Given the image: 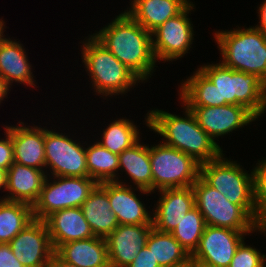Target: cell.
<instances>
[{"mask_svg":"<svg viewBox=\"0 0 266 267\" xmlns=\"http://www.w3.org/2000/svg\"><path fill=\"white\" fill-rule=\"evenodd\" d=\"M258 11L260 25H256L255 28L266 35V0L263 2V4H260Z\"/></svg>","mask_w":266,"mask_h":267,"instance_id":"8d00e7d4","label":"cell"},{"mask_svg":"<svg viewBox=\"0 0 266 267\" xmlns=\"http://www.w3.org/2000/svg\"><path fill=\"white\" fill-rule=\"evenodd\" d=\"M190 0H133L125 10L144 29L153 32L168 19L178 15Z\"/></svg>","mask_w":266,"mask_h":267,"instance_id":"7402d4cb","label":"cell"},{"mask_svg":"<svg viewBox=\"0 0 266 267\" xmlns=\"http://www.w3.org/2000/svg\"><path fill=\"white\" fill-rule=\"evenodd\" d=\"M49 267H79L63 260L56 252H54Z\"/></svg>","mask_w":266,"mask_h":267,"instance_id":"74e56055","label":"cell"},{"mask_svg":"<svg viewBox=\"0 0 266 267\" xmlns=\"http://www.w3.org/2000/svg\"><path fill=\"white\" fill-rule=\"evenodd\" d=\"M33 220V206L0 199V244H8Z\"/></svg>","mask_w":266,"mask_h":267,"instance_id":"4316f807","label":"cell"},{"mask_svg":"<svg viewBox=\"0 0 266 267\" xmlns=\"http://www.w3.org/2000/svg\"><path fill=\"white\" fill-rule=\"evenodd\" d=\"M245 244L243 241L239 245L228 267H266V255Z\"/></svg>","mask_w":266,"mask_h":267,"instance_id":"d6a6232c","label":"cell"},{"mask_svg":"<svg viewBox=\"0 0 266 267\" xmlns=\"http://www.w3.org/2000/svg\"><path fill=\"white\" fill-rule=\"evenodd\" d=\"M266 110V82H264V90H263V105L259 116L264 113Z\"/></svg>","mask_w":266,"mask_h":267,"instance_id":"60d3db41","label":"cell"},{"mask_svg":"<svg viewBox=\"0 0 266 267\" xmlns=\"http://www.w3.org/2000/svg\"><path fill=\"white\" fill-rule=\"evenodd\" d=\"M146 247L152 252L160 267L178 266L191 259L171 233L158 231L154 227L151 229Z\"/></svg>","mask_w":266,"mask_h":267,"instance_id":"83f0119b","label":"cell"},{"mask_svg":"<svg viewBox=\"0 0 266 267\" xmlns=\"http://www.w3.org/2000/svg\"><path fill=\"white\" fill-rule=\"evenodd\" d=\"M252 232L206 225L191 259L207 267H228L243 236Z\"/></svg>","mask_w":266,"mask_h":267,"instance_id":"7c38bea8","label":"cell"},{"mask_svg":"<svg viewBox=\"0 0 266 267\" xmlns=\"http://www.w3.org/2000/svg\"><path fill=\"white\" fill-rule=\"evenodd\" d=\"M18 125L12 126L14 162L43 170L46 168L44 128L26 127L23 122Z\"/></svg>","mask_w":266,"mask_h":267,"instance_id":"44dd1931","label":"cell"},{"mask_svg":"<svg viewBox=\"0 0 266 267\" xmlns=\"http://www.w3.org/2000/svg\"><path fill=\"white\" fill-rule=\"evenodd\" d=\"M217 87L219 106L239 105L259 118L263 105L264 81L256 74L236 71L222 63L199 68Z\"/></svg>","mask_w":266,"mask_h":267,"instance_id":"5b68a950","label":"cell"},{"mask_svg":"<svg viewBox=\"0 0 266 267\" xmlns=\"http://www.w3.org/2000/svg\"><path fill=\"white\" fill-rule=\"evenodd\" d=\"M8 244L24 267H49L55 252L44 220L34 219Z\"/></svg>","mask_w":266,"mask_h":267,"instance_id":"4fadbf2b","label":"cell"},{"mask_svg":"<svg viewBox=\"0 0 266 267\" xmlns=\"http://www.w3.org/2000/svg\"><path fill=\"white\" fill-rule=\"evenodd\" d=\"M153 225H119L105 240L110 267H127L147 244Z\"/></svg>","mask_w":266,"mask_h":267,"instance_id":"9a60e30c","label":"cell"},{"mask_svg":"<svg viewBox=\"0 0 266 267\" xmlns=\"http://www.w3.org/2000/svg\"><path fill=\"white\" fill-rule=\"evenodd\" d=\"M179 94L187 107L219 106L217 87L199 68L182 82Z\"/></svg>","mask_w":266,"mask_h":267,"instance_id":"484cf974","label":"cell"},{"mask_svg":"<svg viewBox=\"0 0 266 267\" xmlns=\"http://www.w3.org/2000/svg\"><path fill=\"white\" fill-rule=\"evenodd\" d=\"M136 125L129 119L115 120L103 131L102 141L98 143L115 154H120L124 150L136 144L140 137Z\"/></svg>","mask_w":266,"mask_h":267,"instance_id":"f546056e","label":"cell"},{"mask_svg":"<svg viewBox=\"0 0 266 267\" xmlns=\"http://www.w3.org/2000/svg\"><path fill=\"white\" fill-rule=\"evenodd\" d=\"M174 267H192V259H190L189 261L185 262L184 264L178 265V266H174Z\"/></svg>","mask_w":266,"mask_h":267,"instance_id":"b9f144b4","label":"cell"},{"mask_svg":"<svg viewBox=\"0 0 266 267\" xmlns=\"http://www.w3.org/2000/svg\"><path fill=\"white\" fill-rule=\"evenodd\" d=\"M152 192L192 186L200 177V163L182 151L160 142L149 147Z\"/></svg>","mask_w":266,"mask_h":267,"instance_id":"52a82bcc","label":"cell"},{"mask_svg":"<svg viewBox=\"0 0 266 267\" xmlns=\"http://www.w3.org/2000/svg\"><path fill=\"white\" fill-rule=\"evenodd\" d=\"M191 9H194V5L190 2L178 15L152 32L155 37H152V49L156 61L177 60L188 53L194 38L193 24L187 15Z\"/></svg>","mask_w":266,"mask_h":267,"instance_id":"8fae6325","label":"cell"},{"mask_svg":"<svg viewBox=\"0 0 266 267\" xmlns=\"http://www.w3.org/2000/svg\"><path fill=\"white\" fill-rule=\"evenodd\" d=\"M5 139H0V168L8 170L14 163V151L12 144V126H5Z\"/></svg>","mask_w":266,"mask_h":267,"instance_id":"836d02e7","label":"cell"},{"mask_svg":"<svg viewBox=\"0 0 266 267\" xmlns=\"http://www.w3.org/2000/svg\"><path fill=\"white\" fill-rule=\"evenodd\" d=\"M184 108V118L151 110L146 114V125L166 139L163 144L182 151L200 164L219 158L223 154L221 147L199 126L193 112L187 106Z\"/></svg>","mask_w":266,"mask_h":267,"instance_id":"7a4b0ae2","label":"cell"},{"mask_svg":"<svg viewBox=\"0 0 266 267\" xmlns=\"http://www.w3.org/2000/svg\"><path fill=\"white\" fill-rule=\"evenodd\" d=\"M83 43L82 60L88 75L91 76L95 92L105 96L122 95L140 82V79L93 35Z\"/></svg>","mask_w":266,"mask_h":267,"instance_id":"277c9868","label":"cell"},{"mask_svg":"<svg viewBox=\"0 0 266 267\" xmlns=\"http://www.w3.org/2000/svg\"><path fill=\"white\" fill-rule=\"evenodd\" d=\"M49 183L46 177L41 194L33 205L34 219L44 220L51 213L71 208L81 207L90 192L98 184L90 177L55 176Z\"/></svg>","mask_w":266,"mask_h":267,"instance_id":"9c48e42d","label":"cell"},{"mask_svg":"<svg viewBox=\"0 0 266 267\" xmlns=\"http://www.w3.org/2000/svg\"><path fill=\"white\" fill-rule=\"evenodd\" d=\"M55 252L66 262L79 267H110L106 240L102 237L70 241Z\"/></svg>","mask_w":266,"mask_h":267,"instance_id":"603a6c76","label":"cell"},{"mask_svg":"<svg viewBox=\"0 0 266 267\" xmlns=\"http://www.w3.org/2000/svg\"><path fill=\"white\" fill-rule=\"evenodd\" d=\"M93 36L142 82L149 79L156 66L152 33L126 11Z\"/></svg>","mask_w":266,"mask_h":267,"instance_id":"6da1fadb","label":"cell"},{"mask_svg":"<svg viewBox=\"0 0 266 267\" xmlns=\"http://www.w3.org/2000/svg\"><path fill=\"white\" fill-rule=\"evenodd\" d=\"M195 205L206 225L235 231H257L258 224L239 206L199 177L192 185Z\"/></svg>","mask_w":266,"mask_h":267,"instance_id":"ba28073f","label":"cell"},{"mask_svg":"<svg viewBox=\"0 0 266 267\" xmlns=\"http://www.w3.org/2000/svg\"><path fill=\"white\" fill-rule=\"evenodd\" d=\"M47 172L14 162L7 170V187L9 192L4 200L23 202L33 206L42 190Z\"/></svg>","mask_w":266,"mask_h":267,"instance_id":"d6986e66","label":"cell"},{"mask_svg":"<svg viewBox=\"0 0 266 267\" xmlns=\"http://www.w3.org/2000/svg\"><path fill=\"white\" fill-rule=\"evenodd\" d=\"M195 115L199 126L215 141L237 128L256 120L245 107L227 104L224 106L188 107Z\"/></svg>","mask_w":266,"mask_h":267,"instance_id":"5bb4252c","label":"cell"},{"mask_svg":"<svg viewBox=\"0 0 266 267\" xmlns=\"http://www.w3.org/2000/svg\"><path fill=\"white\" fill-rule=\"evenodd\" d=\"M0 267H24L20 261L15 258L9 244H0Z\"/></svg>","mask_w":266,"mask_h":267,"instance_id":"d590c367","label":"cell"},{"mask_svg":"<svg viewBox=\"0 0 266 267\" xmlns=\"http://www.w3.org/2000/svg\"><path fill=\"white\" fill-rule=\"evenodd\" d=\"M7 187V171L0 168V189L4 188L6 190Z\"/></svg>","mask_w":266,"mask_h":267,"instance_id":"ab89813d","label":"cell"},{"mask_svg":"<svg viewBox=\"0 0 266 267\" xmlns=\"http://www.w3.org/2000/svg\"><path fill=\"white\" fill-rule=\"evenodd\" d=\"M108 181V198L119 225H153L152 217L137 198L132 186Z\"/></svg>","mask_w":266,"mask_h":267,"instance_id":"ac0fdd59","label":"cell"},{"mask_svg":"<svg viewBox=\"0 0 266 267\" xmlns=\"http://www.w3.org/2000/svg\"><path fill=\"white\" fill-rule=\"evenodd\" d=\"M68 137L44 128L46 168L53 177H88L86 148Z\"/></svg>","mask_w":266,"mask_h":267,"instance_id":"30bf717a","label":"cell"},{"mask_svg":"<svg viewBox=\"0 0 266 267\" xmlns=\"http://www.w3.org/2000/svg\"><path fill=\"white\" fill-rule=\"evenodd\" d=\"M200 165V177L212 188L226 196L229 202L239 205L255 222L253 172L248 174L235 161L223 158Z\"/></svg>","mask_w":266,"mask_h":267,"instance_id":"8992f818","label":"cell"},{"mask_svg":"<svg viewBox=\"0 0 266 267\" xmlns=\"http://www.w3.org/2000/svg\"><path fill=\"white\" fill-rule=\"evenodd\" d=\"M88 177L97 183L119 182L116 172L119 169V155L102 147L98 142L86 148Z\"/></svg>","mask_w":266,"mask_h":267,"instance_id":"f1b7e54d","label":"cell"},{"mask_svg":"<svg viewBox=\"0 0 266 267\" xmlns=\"http://www.w3.org/2000/svg\"><path fill=\"white\" fill-rule=\"evenodd\" d=\"M54 251L61 245L94 237L81 207H71L51 213L44 219Z\"/></svg>","mask_w":266,"mask_h":267,"instance_id":"e0dca14e","label":"cell"},{"mask_svg":"<svg viewBox=\"0 0 266 267\" xmlns=\"http://www.w3.org/2000/svg\"><path fill=\"white\" fill-rule=\"evenodd\" d=\"M160 200L153 211V227L161 232L171 233L195 205L193 187L163 189Z\"/></svg>","mask_w":266,"mask_h":267,"instance_id":"2e32d148","label":"cell"},{"mask_svg":"<svg viewBox=\"0 0 266 267\" xmlns=\"http://www.w3.org/2000/svg\"><path fill=\"white\" fill-rule=\"evenodd\" d=\"M10 85L8 82L0 75V103L7 96L8 91L10 90Z\"/></svg>","mask_w":266,"mask_h":267,"instance_id":"f35d334b","label":"cell"},{"mask_svg":"<svg viewBox=\"0 0 266 267\" xmlns=\"http://www.w3.org/2000/svg\"><path fill=\"white\" fill-rule=\"evenodd\" d=\"M81 209L94 236L106 238L119 226L108 198V181L95 186Z\"/></svg>","mask_w":266,"mask_h":267,"instance_id":"ffe728a7","label":"cell"},{"mask_svg":"<svg viewBox=\"0 0 266 267\" xmlns=\"http://www.w3.org/2000/svg\"><path fill=\"white\" fill-rule=\"evenodd\" d=\"M4 21L3 20H0V36L4 33L3 30H4Z\"/></svg>","mask_w":266,"mask_h":267,"instance_id":"7bdbcfd3","label":"cell"},{"mask_svg":"<svg viewBox=\"0 0 266 267\" xmlns=\"http://www.w3.org/2000/svg\"><path fill=\"white\" fill-rule=\"evenodd\" d=\"M221 63L236 71L256 74L266 82V35L254 26L215 32Z\"/></svg>","mask_w":266,"mask_h":267,"instance_id":"3957f363","label":"cell"},{"mask_svg":"<svg viewBox=\"0 0 266 267\" xmlns=\"http://www.w3.org/2000/svg\"><path fill=\"white\" fill-rule=\"evenodd\" d=\"M192 267H207L192 260Z\"/></svg>","mask_w":266,"mask_h":267,"instance_id":"ee69618b","label":"cell"},{"mask_svg":"<svg viewBox=\"0 0 266 267\" xmlns=\"http://www.w3.org/2000/svg\"><path fill=\"white\" fill-rule=\"evenodd\" d=\"M19 43L0 36V75L9 85L15 81L35 87L27 53Z\"/></svg>","mask_w":266,"mask_h":267,"instance_id":"cb8c5ba5","label":"cell"},{"mask_svg":"<svg viewBox=\"0 0 266 267\" xmlns=\"http://www.w3.org/2000/svg\"><path fill=\"white\" fill-rule=\"evenodd\" d=\"M253 169L254 203L258 231L266 232V159Z\"/></svg>","mask_w":266,"mask_h":267,"instance_id":"1f68e13d","label":"cell"},{"mask_svg":"<svg viewBox=\"0 0 266 267\" xmlns=\"http://www.w3.org/2000/svg\"><path fill=\"white\" fill-rule=\"evenodd\" d=\"M127 267H160L158 262L154 259L152 252L145 246L136 256L135 260Z\"/></svg>","mask_w":266,"mask_h":267,"instance_id":"e575fe53","label":"cell"},{"mask_svg":"<svg viewBox=\"0 0 266 267\" xmlns=\"http://www.w3.org/2000/svg\"><path fill=\"white\" fill-rule=\"evenodd\" d=\"M119 168L125 169L141 193L152 192V173L149 145L139 142L119 154Z\"/></svg>","mask_w":266,"mask_h":267,"instance_id":"d4e9b609","label":"cell"},{"mask_svg":"<svg viewBox=\"0 0 266 267\" xmlns=\"http://www.w3.org/2000/svg\"><path fill=\"white\" fill-rule=\"evenodd\" d=\"M205 227L204 217L195 206L186 213L171 234L191 256L199 245Z\"/></svg>","mask_w":266,"mask_h":267,"instance_id":"4dcf8cb0","label":"cell"}]
</instances>
